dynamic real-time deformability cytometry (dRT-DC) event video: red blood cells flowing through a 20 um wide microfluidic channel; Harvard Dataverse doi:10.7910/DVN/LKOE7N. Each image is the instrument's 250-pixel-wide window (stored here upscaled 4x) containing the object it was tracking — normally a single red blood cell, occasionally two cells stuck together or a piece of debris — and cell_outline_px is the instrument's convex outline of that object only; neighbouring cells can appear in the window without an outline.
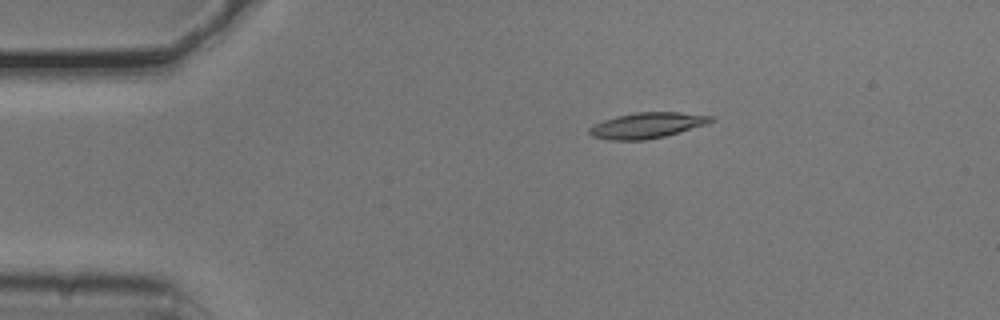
{"species": "common noctule bat (a hibernating species)", "species_latin": "Nyctalus noctula", "temperature_condition": "cold", "stored_images_in_passage": 4, "camera_frame_rate_fps": 3000, "um_per_image_px": 0.085, "animal": {"sex": "male", "body_mass_g": 20.5, "forearm_length_mm": 52.5}, "frame": {"image": 1, "passage_image": 2, "time_ms": 0.333, "image_size_px": [1000, 320], "cell_outline_px": [[716, 120], [708, 124], [664, 136], [644, 140], [612, 140], [592, 136], [588, 132], [588, 128], [604, 120], [616, 116], [636, 112], [680, 112], [716, 116]], "centroid_in_image_um": [55.06, 10.64], "position_along_channel_um": 29.9, "area_um2": 18.21}}
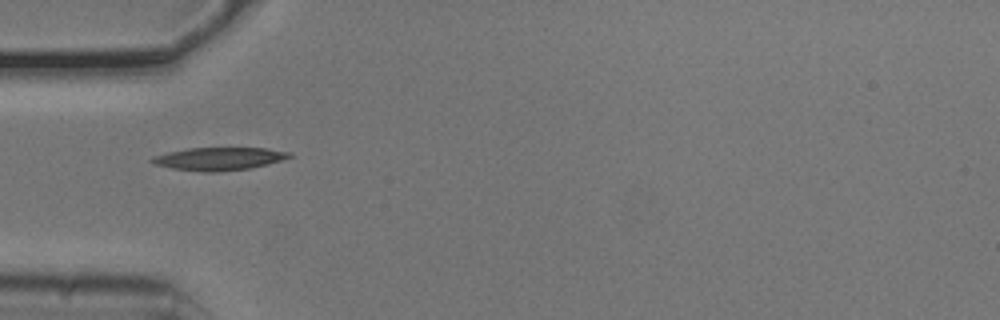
{"frame": {"image": 2, "passage_image": 4, "time_ms": 1.0, "image_size_px": [1000, 320], "cell_outline_px": [[292, 156], [284, 160], [252, 168], [216, 172], [204, 172], [172, 168], [156, 164], [148, 160], [152, 156], [168, 152], [188, 148], [268, 148], [292, 152]], "centroid_in_image_um": [18.66, 13.49], "position_along_channel_um": 66.3, "area_um2": 18.44}}